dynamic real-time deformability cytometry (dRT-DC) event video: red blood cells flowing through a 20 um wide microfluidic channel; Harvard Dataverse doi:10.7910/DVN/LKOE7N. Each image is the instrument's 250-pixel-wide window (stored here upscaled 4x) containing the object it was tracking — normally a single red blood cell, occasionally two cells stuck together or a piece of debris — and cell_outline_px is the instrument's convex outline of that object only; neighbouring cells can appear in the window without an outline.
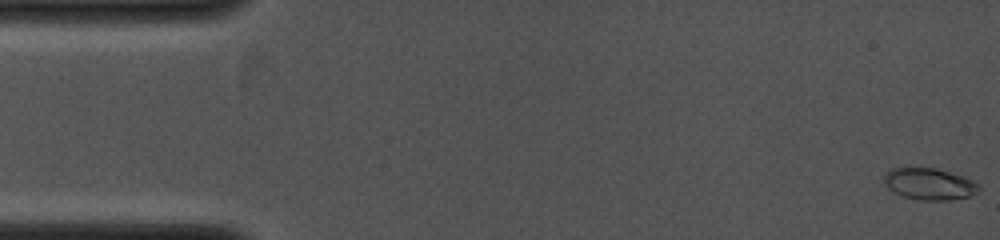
{"species": "common noctule bat (a hibernating species)", "species_latin": "Nyctalus noctula", "temperature_condition": "cold", "stored_images_in_passage": 51, "camera_frame_rate_fps": 4000, "um_per_image_px": 0.085, "animal": {"sex": "female", "body_mass_g": 19.0, "forearm_length_mm": 53.3}, "frame": {"image": 1, "passage_image": 1, "time_ms": 0.0, "image_size_px": [1000, 240], "cell_outline_px": [[980, 192], [968, 196], [952, 200], [920, 200], [904, 196], [892, 192], [884, 184], [884, 176], [892, 168], [936, 168], [964, 176], [980, 184]], "centroid_in_image_um": [79.03, 15.64], "position_along_channel_um": 6.0, "area_um2": 17.57}}
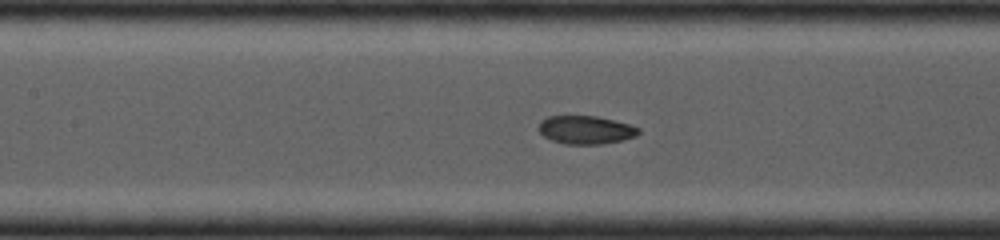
{"frame": {"image": 2, "passage_image": 30, "time_ms": 5.75, "image_size_px": [1000, 240], "cell_outline_px": [[640, 132], [636, 136], [604, 144], [564, 144], [552, 140], [544, 136], [536, 128], [540, 120], [548, 116], [596, 116], [628, 124], [640, 128]], "centroid_in_image_um": [49.74, 11.04], "position_along_channel_um": 157.7, "area_um2": 16.47}}
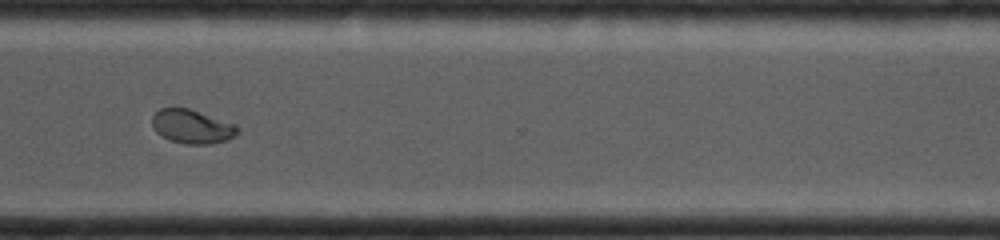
{"frame": {"image": 3, "passage_image": 50, "time_ms": 9.75, "image_size_px": [1000, 240], "cell_outline_px": [[240, 132], [236, 136], [228, 140], [212, 144], [184, 144], [168, 140], [156, 132], [152, 124], [152, 116], [160, 108], [188, 108], [236, 124], [240, 128]], "centroid_in_image_um": [16.36, 10.77], "position_along_channel_um": 354.2, "area_um2": 17.11}}